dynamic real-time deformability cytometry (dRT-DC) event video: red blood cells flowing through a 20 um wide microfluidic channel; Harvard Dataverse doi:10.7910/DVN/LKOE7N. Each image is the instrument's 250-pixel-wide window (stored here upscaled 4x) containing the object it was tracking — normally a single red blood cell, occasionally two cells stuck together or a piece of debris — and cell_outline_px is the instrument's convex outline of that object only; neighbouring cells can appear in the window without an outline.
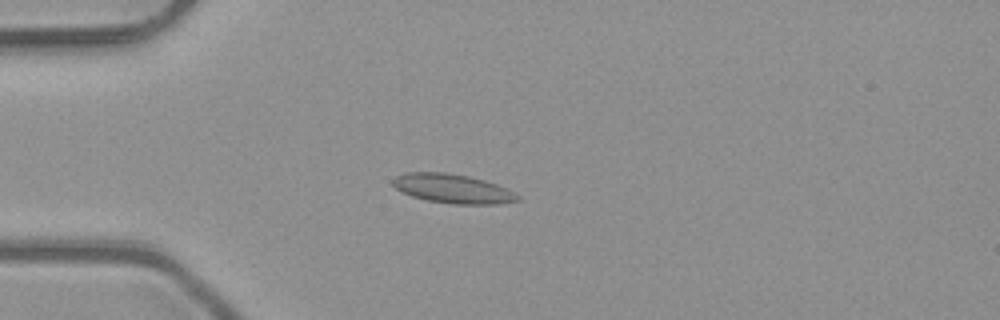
{"species": "common noctule bat (a hibernating species)", "species_latin": "Nyctalus noctula", "temperature_condition": "room temperature", "stored_images_in_passage": 4, "camera_frame_rate_fps": 3000, "um_per_image_px": 0.085, "animal": {"sex": "male", "body_mass_g": 23.1, "forearm_length_mm": 52.7}, "frame": {"image": 1, "passage_image": 4, "time_ms": 1.0, "image_size_px": [1000, 320], "cell_outline_px": [[524, 200], [500, 204], [452, 204], [428, 200], [412, 196], [400, 192], [392, 184], [392, 180], [396, 176], [408, 172], [444, 172], [468, 176], [484, 180], [496, 184], [520, 196]], "centroid_in_image_um": [38.48, 16.04], "position_along_channel_um": 46.5, "area_um2": 21.21}}